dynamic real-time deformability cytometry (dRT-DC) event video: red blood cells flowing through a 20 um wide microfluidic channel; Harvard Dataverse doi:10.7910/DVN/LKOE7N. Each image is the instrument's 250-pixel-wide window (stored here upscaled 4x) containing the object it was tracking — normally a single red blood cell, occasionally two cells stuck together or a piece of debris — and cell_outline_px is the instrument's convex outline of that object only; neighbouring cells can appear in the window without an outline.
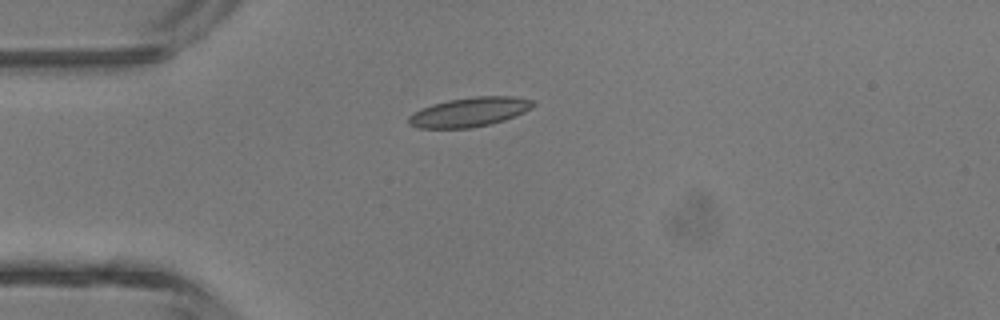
{"species": "common noctule bat (a hibernating species)", "species_latin": "Nyctalus noctula", "temperature_condition": "room temperature", "stored_images_in_passage": 5, "camera_frame_rate_fps": 3000, "um_per_image_px": 0.085, "animal": {"sex": "male", "body_mass_g": 13.3}, "frame": {"image": 1, "passage_image": 4, "time_ms": 3.667, "image_size_px": [1000, 320], "cell_outline_px": [[536, 104], [532, 108], [516, 116], [504, 120], [472, 128], [416, 128], [408, 124], [408, 116], [432, 104], [448, 100], [476, 96], [512, 96], [532, 100]], "centroid_in_image_um": [39.92, 9.52], "position_along_channel_um": 45.1, "area_um2": 21.21}}